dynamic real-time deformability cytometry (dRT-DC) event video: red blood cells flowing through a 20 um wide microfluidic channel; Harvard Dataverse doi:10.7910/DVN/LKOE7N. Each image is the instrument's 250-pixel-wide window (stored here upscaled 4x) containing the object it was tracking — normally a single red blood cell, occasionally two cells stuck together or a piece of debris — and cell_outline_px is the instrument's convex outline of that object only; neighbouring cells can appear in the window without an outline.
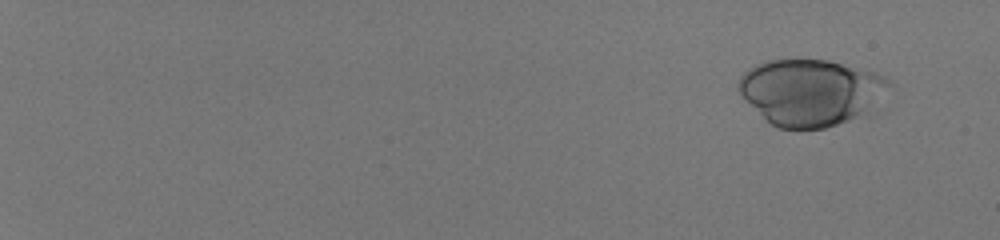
{"species": "human", "species_latin": "Homo sapiens", "temperature_condition": "room temperature", "stored_images_in_passage": 51, "camera_frame_rate_fps": 3000, "um_per_image_px": 0.085, "donor": {"sex": "male"}, "frame": {"image": 1, "passage_image": 1, "time_ms": 0.0, "image_size_px": [1000, 240], "cell_outline_px": [[892, 84], [848, 120], [824, 128], [780, 128], [772, 124], [736, 88], [736, 84], [740, 76], [748, 68], [756, 64], [768, 60], [828, 60], [872, 72], [884, 76]], "centroid_in_image_um": [68.78, 7.79], "position_along_channel_um": 16.2, "area_um2": 55.78}}
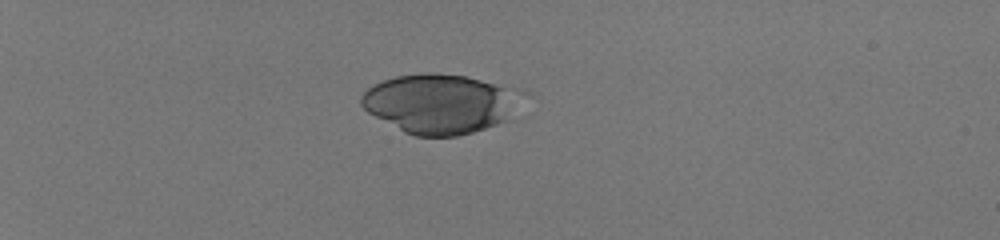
{"frame": {"image": 2, "passage_image": 15, "time_ms": 4.667, "image_size_px": [1000, 240], "cell_outline_px": [[508, 120], [472, 132], [456, 136], [416, 136], [404, 132], [368, 112], [360, 104], [360, 96], [368, 88], [384, 80], [396, 76], [424, 72], [432, 72], [464, 76], [480, 80], [504, 88]], "centroid_in_image_um": [37.08, 8.83], "position_along_channel_um": 47.9, "area_um2": 52.54}}
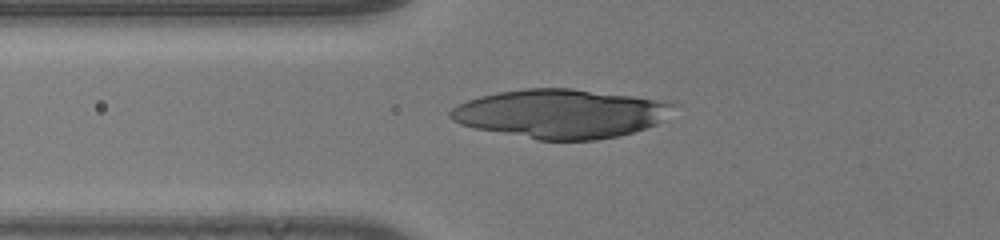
{"frame": {"image": 3, "passage_image": 22, "time_ms": 7.0, "image_size_px": [1000, 240], "cell_outline_px": [[676, 104], [664, 120], [656, 124], [632, 132], [616, 136], [596, 140], [536, 140], [476, 128], [460, 124], [452, 120], [448, 116], [448, 112], [456, 104], [480, 96], [496, 92], [524, 88], [572, 88], [632, 96], [656, 100]], "centroid_in_image_um": [47.59, 9.66], "position_along_channel_um": 78.2, "area_um2": 63.41}}